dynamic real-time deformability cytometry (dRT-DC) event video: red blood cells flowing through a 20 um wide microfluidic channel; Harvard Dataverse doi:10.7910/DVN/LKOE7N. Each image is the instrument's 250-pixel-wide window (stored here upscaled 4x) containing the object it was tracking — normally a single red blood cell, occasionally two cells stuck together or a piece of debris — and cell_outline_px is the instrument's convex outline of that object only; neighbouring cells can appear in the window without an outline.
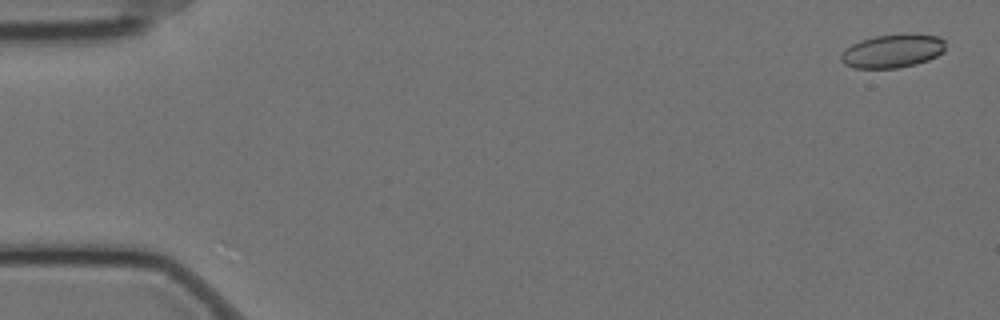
{"species": "Egyptian fruit bat (a non-hibernating species)", "species_latin": "Rousettus aegyptiacus", "temperature_condition": "cold", "stored_images_in_passage": 58, "camera_frame_rate_fps": 3000, "um_per_image_px": 0.085, "animal": {"sex": "female"}, "frame": {"image": 1, "passage_image": 1, "time_ms": 0.0, "image_size_px": [1000, 320], "cell_outline_px": [[944, 52], [928, 60], [916, 64], [900, 68], [852, 68], [844, 64], [840, 60], [840, 56], [852, 44], [860, 40], [876, 36], [940, 36], [944, 40]], "centroid_in_image_um": [75.84, 4.38], "position_along_channel_um": 9.2, "area_um2": 19.77}}
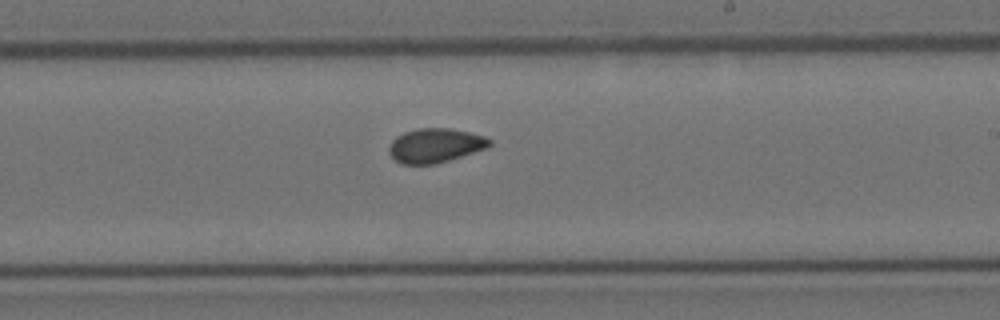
{"frame": {"image": 2, "passage_image": 34, "time_ms": 11.0, "image_size_px": [1000, 320], "cell_outline_px": [[492, 144], [488, 148], [436, 164], [400, 164], [388, 152], [388, 148], [392, 140], [396, 136], [404, 132], [416, 128], [448, 128], [468, 132], [484, 136], [492, 140]], "centroid_in_image_um": [36.99, 12.36], "position_along_channel_um": 252.0, "area_um2": 20.17}}
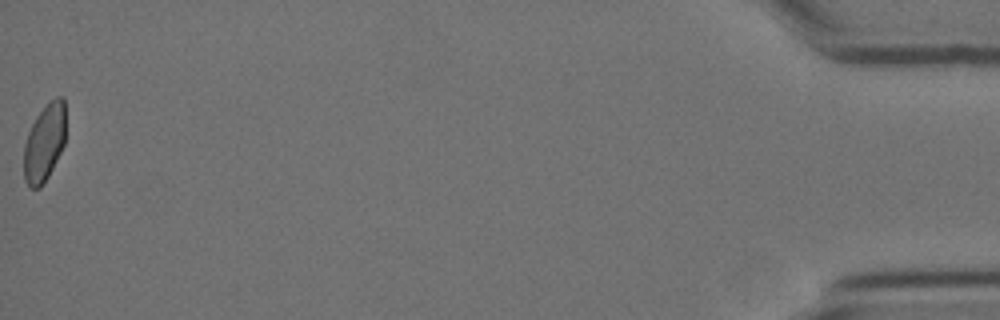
{"frame": {"image": 3, "passage_image": 58, "time_ms": 19.0, "image_size_px": [1000, 320], "cell_outline_px": [[64, 144], [48, 176], [40, 188], [28, 188], [24, 180], [24, 144], [28, 132], [36, 116], [56, 96], [64, 96]], "centroid_in_image_um": [3.75, 12.16], "position_along_channel_um": 431.5, "area_um2": 18.61}, "authors_computed_cell_mechanics": {"area_um2": 20.1144, "velocity_mm_per_s": 3.4682, "shape_relaxation_time_tau1_ms": 11.3255, "shape_relaxation_time_tau2_ms": 1.837, "deformation_change_tau1": 0.1748, "deformation_change_tau2": 0.0449}}